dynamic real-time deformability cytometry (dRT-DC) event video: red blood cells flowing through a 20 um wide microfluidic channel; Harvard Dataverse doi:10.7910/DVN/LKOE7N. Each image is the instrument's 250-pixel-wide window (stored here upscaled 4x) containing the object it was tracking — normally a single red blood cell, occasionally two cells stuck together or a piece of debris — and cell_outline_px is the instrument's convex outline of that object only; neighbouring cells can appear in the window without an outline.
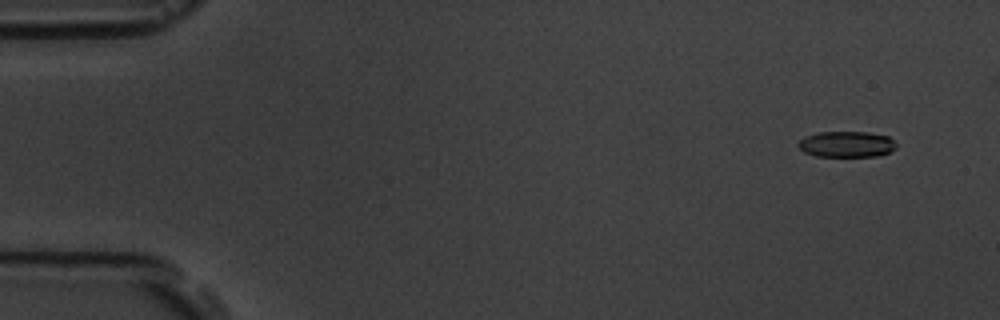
{"species": "common noctule bat (a hibernating species)", "species_latin": "Nyctalus noctula", "temperature_condition": "room temperature", "stored_images_in_passage": 5, "camera_frame_rate_fps": 3000, "um_per_image_px": 0.085, "animal": {"sex": "male", "body_mass_g": 19.5, "forearm_length_mm": 54.6}, "frame": {"image": 1, "passage_image": 1, "time_ms": 0.0, "image_size_px": [1000, 320], "cell_outline_px": [[896, 148], [888, 152], [876, 156], [816, 156], [804, 152], [796, 144], [804, 136], [820, 132], [868, 132], [888, 136], [896, 144]], "centroid_in_image_um": [71.93, 12.25], "position_along_channel_um": 13.1, "area_um2": 14.74}}
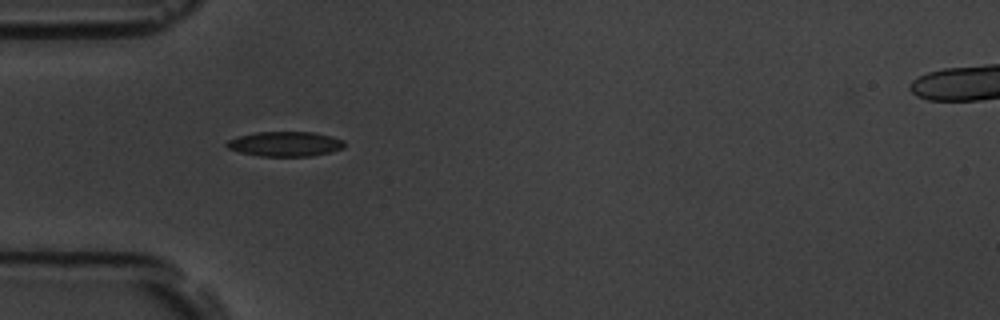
{"frame": {"image": 2, "passage_image": 4, "time_ms": 4.667, "image_size_px": [1000, 320], "cell_outline_px": [[344, 148], [332, 152], [312, 156], [260, 156], [240, 152], [228, 148], [224, 144], [228, 140], [240, 136], [256, 132], [316, 132], [332, 136], [344, 140]], "centroid_in_image_um": [24.28, 12.23], "position_along_channel_um": 60.7, "area_um2": 17.11}}
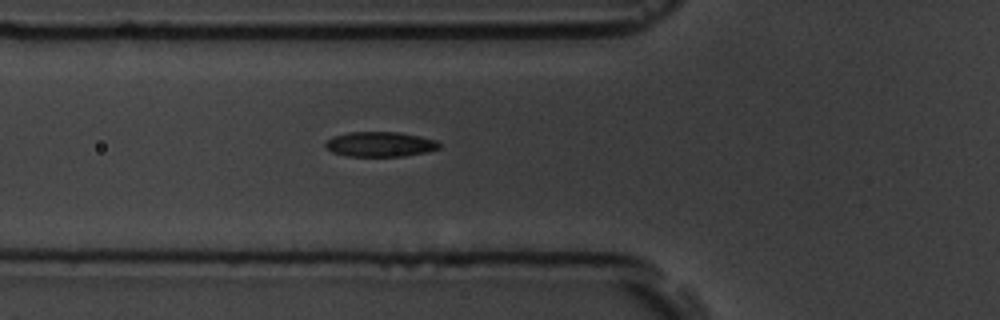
{"frame": {"image": 3, "passage_image": 5, "time_ms": 5.667, "image_size_px": [1000, 320], "cell_outline_px": [[440, 148], [428, 152], [404, 156], [344, 156], [332, 152], [324, 144], [328, 140], [336, 136], [348, 132], [400, 132], [420, 136], [436, 140], [440, 144]], "centroid_in_image_um": [32.35, 12.26], "position_along_channel_um": 93.5, "area_um2": 16.53}}